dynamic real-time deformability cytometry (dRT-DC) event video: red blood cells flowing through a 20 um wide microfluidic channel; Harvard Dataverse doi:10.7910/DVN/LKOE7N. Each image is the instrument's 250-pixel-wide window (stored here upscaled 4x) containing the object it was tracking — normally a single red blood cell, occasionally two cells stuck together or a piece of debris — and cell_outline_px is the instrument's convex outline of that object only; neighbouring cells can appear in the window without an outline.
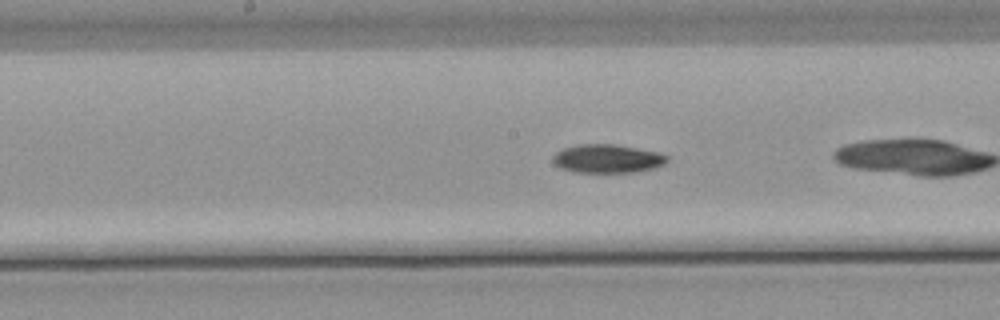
{"species": "common noctule bat (a hibernating species)", "species_latin": "Nyctalus noctula", "temperature_condition": "warm", "stored_images_in_passage": 40, "camera_frame_rate_fps": 3000, "um_per_image_px": 0.085, "animal": {"sex": "male", "body_mass_g": 21.5, "forearm_length_mm": 52.0}, "frame": {"image": 1, "passage_image": 26, "time_ms": 8.333, "image_size_px": [1000, 320], "cell_outline_px": [[668, 160], [664, 164], [656, 168], [636, 172], [572, 172], [560, 168], [552, 164], [552, 156], [556, 152], [564, 148], [580, 144], [612, 144], [660, 152], [668, 156]], "centroid_in_image_um": [51.61, 13.49], "position_along_channel_um": 196.6, "area_um2": 19.19}}